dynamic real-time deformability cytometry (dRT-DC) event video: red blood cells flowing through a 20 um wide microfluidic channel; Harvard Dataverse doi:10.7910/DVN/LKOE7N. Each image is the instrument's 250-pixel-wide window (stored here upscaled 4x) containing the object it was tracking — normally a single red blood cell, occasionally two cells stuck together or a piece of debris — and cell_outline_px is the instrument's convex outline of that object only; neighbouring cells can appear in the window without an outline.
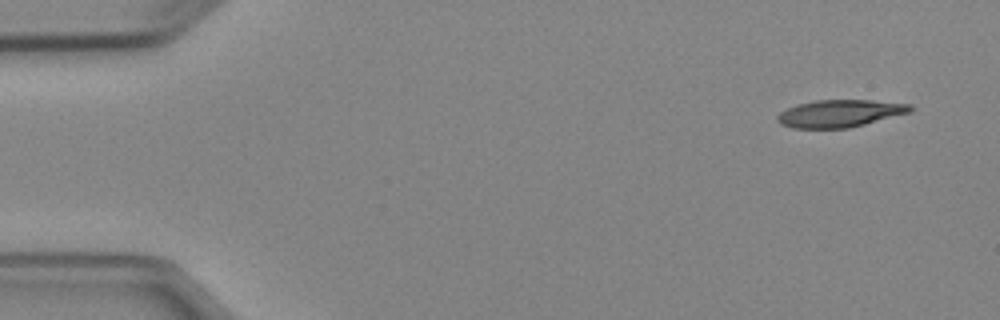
{"species": "Egyptian fruit bat (a non-hibernating species)", "species_latin": "Rousettus aegyptiacus", "temperature_condition": "cold", "stored_images_in_passage": 4, "camera_frame_rate_fps": 3000, "um_per_image_px": 0.085, "animal": {"sex": "female"}, "frame": {"image": 1, "passage_image": 1, "time_ms": 0.0, "image_size_px": [1000, 320], "cell_outline_px": [[916, 108], [912, 112], [848, 128], [792, 128], [780, 124], [776, 120], [776, 116], [780, 112], [788, 108], [800, 104], [816, 100], [872, 100], [912, 104]], "centroid_in_image_um": [71.43, 9.64], "position_along_channel_um": 13.6, "area_um2": 21.27}}
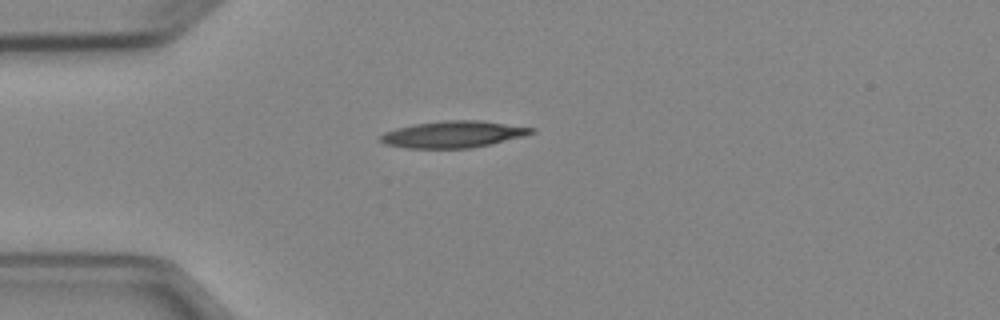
{"frame": {"image": 2, "passage_image": 4, "time_ms": 3.333, "image_size_px": [1000, 320], "cell_outline_px": [[536, 132], [524, 136], [492, 144], [472, 148], [408, 148], [384, 144], [380, 140], [380, 136], [384, 132], [396, 128], [416, 124], [444, 120], [480, 120], [536, 128]], "centroid_in_image_um": [38.56, 11.42], "position_along_channel_um": 46.4, "area_um2": 23.52}}